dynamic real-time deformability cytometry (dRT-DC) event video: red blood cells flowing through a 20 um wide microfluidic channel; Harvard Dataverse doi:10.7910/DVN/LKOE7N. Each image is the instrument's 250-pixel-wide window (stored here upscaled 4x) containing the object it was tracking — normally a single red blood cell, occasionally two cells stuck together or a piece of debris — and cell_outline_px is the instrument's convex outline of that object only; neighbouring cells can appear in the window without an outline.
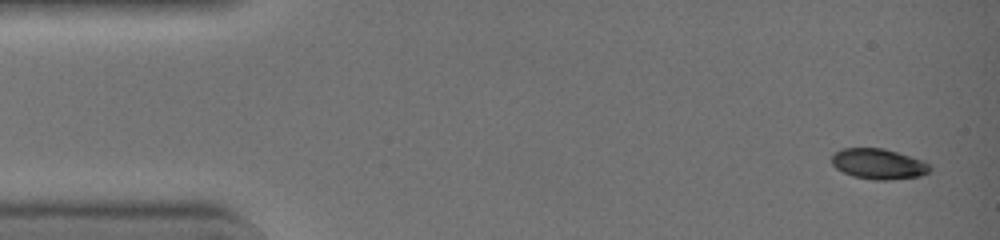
{"species": "common noctule bat (a hibernating species)", "species_latin": "Nyctalus noctula", "temperature_condition": "warm", "stored_images_in_passage": 5, "camera_frame_rate_fps": 3000, "um_per_image_px": 0.085, "animal": {"sex": "female", "body_mass_g": 19.0, "forearm_length_mm": 51.5}, "frame": {"image": 1, "passage_image": 1, "time_ms": 0.0, "image_size_px": [1000, 240], "cell_outline_px": [[932, 168], [928, 172], [920, 176], [892, 180], [876, 180], [852, 176], [836, 168], [832, 164], [832, 152], [844, 148], [884, 148], [924, 160]], "centroid_in_image_um": [74.67, 13.93], "position_along_channel_um": 10.3, "area_um2": 17.57}}
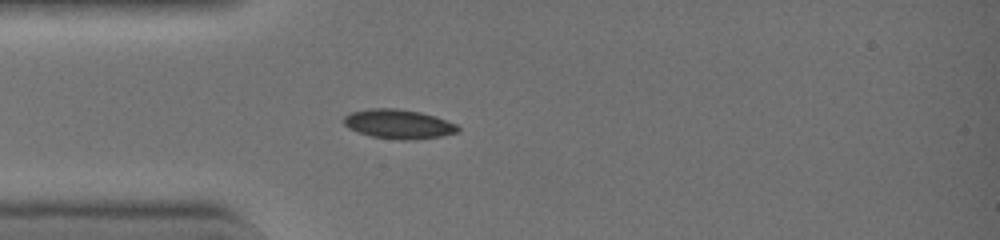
{"frame": {"image": 2, "passage_image": 5, "time_ms": 1.333, "image_size_px": [1000, 240], "cell_outline_px": [[460, 128], [456, 132], [440, 136], [412, 140], [396, 140], [372, 136], [356, 132], [348, 128], [344, 124], [344, 116], [352, 112], [372, 108], [396, 108], [420, 112], [456, 124]], "centroid_in_image_um": [33.83, 10.55], "position_along_channel_um": 51.2, "area_um2": 19.31}}